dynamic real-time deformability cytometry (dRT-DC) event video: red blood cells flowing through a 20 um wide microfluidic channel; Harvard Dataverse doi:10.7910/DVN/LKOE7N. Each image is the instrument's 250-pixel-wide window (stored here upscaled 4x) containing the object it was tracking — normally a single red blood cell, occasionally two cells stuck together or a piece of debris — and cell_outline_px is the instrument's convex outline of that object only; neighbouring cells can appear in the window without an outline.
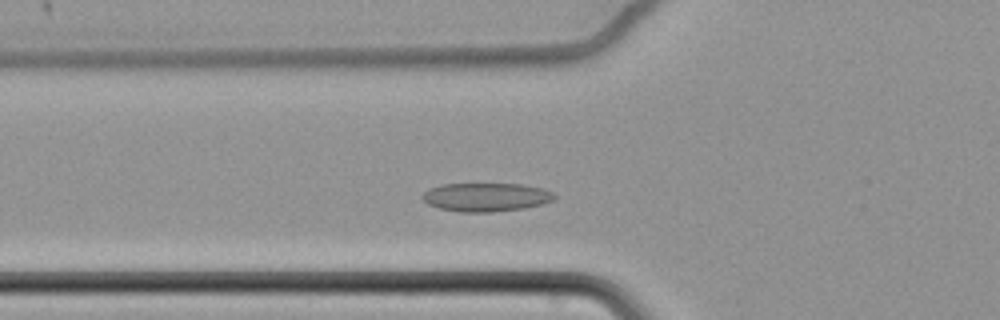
{"species": "common noctule bat (a hibernating species)", "species_latin": "Nyctalus noctula", "temperature_condition": "cold", "stored_images_in_passage": 45, "camera_frame_rate_fps": 3000, "um_per_image_px": 0.085, "animal": {"sex": "female", "body_mass_g": 22.7, "forearm_length_mm": 54.2}, "frame": {"image": 1, "passage_image": 6, "time_ms": 1.667, "image_size_px": [1000, 320], "cell_outline_px": [[556, 200], [524, 208], [492, 212], [460, 212], [440, 208], [428, 204], [420, 196], [428, 188], [440, 184], [520, 184], [544, 188], [552, 192], [556, 196]], "centroid_in_image_um": [41.31, 16.75], "position_along_channel_um": 84.5, "area_um2": 22.08}}
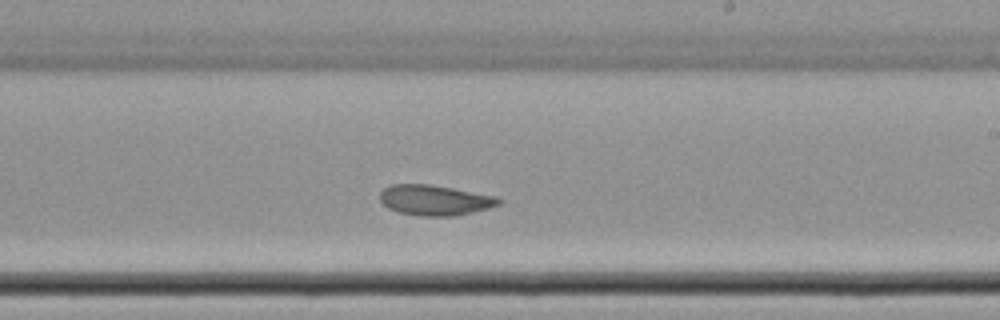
{"frame": {"image": 2, "passage_image": 21, "time_ms": 6.667, "image_size_px": [1000, 320], "cell_outline_px": [[504, 200], [500, 204], [488, 208], [472, 212], [452, 216], [420, 216], [400, 212], [388, 208], [380, 200], [380, 192], [384, 188], [392, 184], [428, 184], [452, 188], [496, 196]], "centroid_in_image_um": [36.96, 17.01], "position_along_channel_um": 252.0, "area_um2": 20.92}}
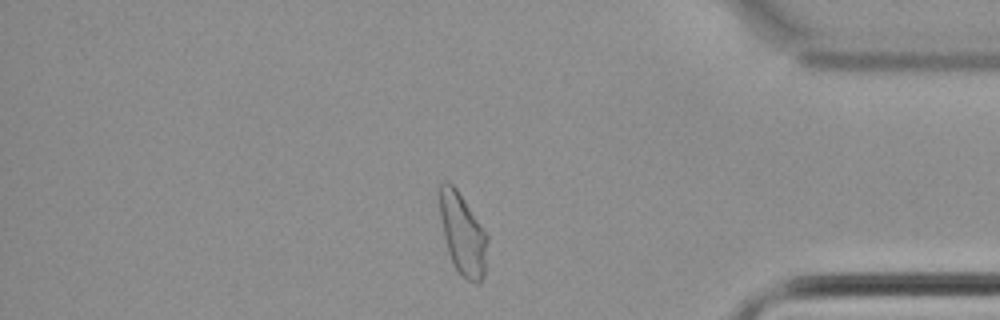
{"frame": {"image": 3, "passage_image": 36, "time_ms": 11.667, "image_size_px": [1000, 320], "cell_outline_px": [[488, 240], [484, 276], [476, 284], [460, 276], [452, 264], [448, 252], [444, 236], [440, 216], [440, 184], [444, 180], [448, 180], [456, 188], [488, 236]], "centroid_in_image_um": [39.32, 19.93], "position_along_channel_um": 395.9, "area_um2": 22.54}, "authors_computed_cell_mechanics": {"area_um2": 21.9062, "velocity_mm_per_s": 3.3667, "shape_relaxation_time_tau1_ms": null, "shape_relaxation_time_tau2_ms": 6.3209, "deformation_change_tau1": null, "deformation_change_tau2": 0.0707}}